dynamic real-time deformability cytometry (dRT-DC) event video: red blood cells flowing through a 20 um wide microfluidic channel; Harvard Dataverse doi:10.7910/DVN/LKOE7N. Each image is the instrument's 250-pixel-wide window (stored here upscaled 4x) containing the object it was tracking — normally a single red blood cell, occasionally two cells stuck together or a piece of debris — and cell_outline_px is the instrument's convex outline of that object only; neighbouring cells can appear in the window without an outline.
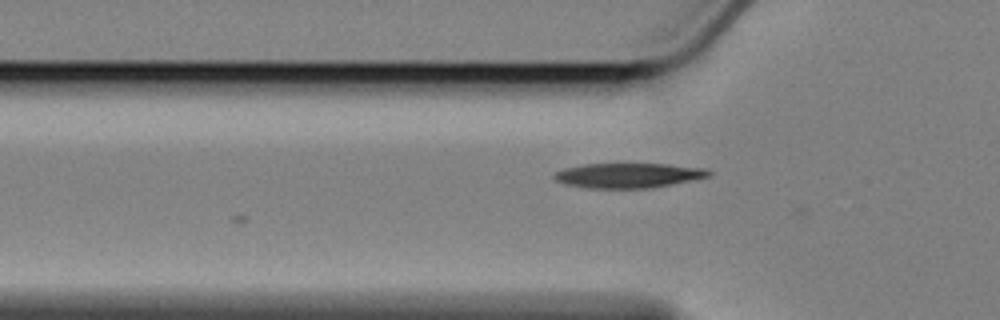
{"species": "Egyptian fruit bat (a non-hibernating species)", "species_latin": "Rousettus aegyptiacus", "temperature_condition": "cold", "stored_images_in_passage": 8, "camera_frame_rate_fps": 3000, "um_per_image_px": 0.085, "animal": {"sex": "female"}, "frame": {"image": 1, "passage_image": 8, "time_ms": 2.333, "image_size_px": [1000, 320], "cell_outline_px": [[712, 172], [708, 176], [672, 184], [652, 188], [588, 188], [564, 184], [556, 180], [552, 176], [556, 172], [564, 168], [584, 164], [668, 164], [708, 168]], "centroid_in_image_um": [53.4, 14.91], "position_along_channel_um": 72.4, "area_um2": 22.31}}